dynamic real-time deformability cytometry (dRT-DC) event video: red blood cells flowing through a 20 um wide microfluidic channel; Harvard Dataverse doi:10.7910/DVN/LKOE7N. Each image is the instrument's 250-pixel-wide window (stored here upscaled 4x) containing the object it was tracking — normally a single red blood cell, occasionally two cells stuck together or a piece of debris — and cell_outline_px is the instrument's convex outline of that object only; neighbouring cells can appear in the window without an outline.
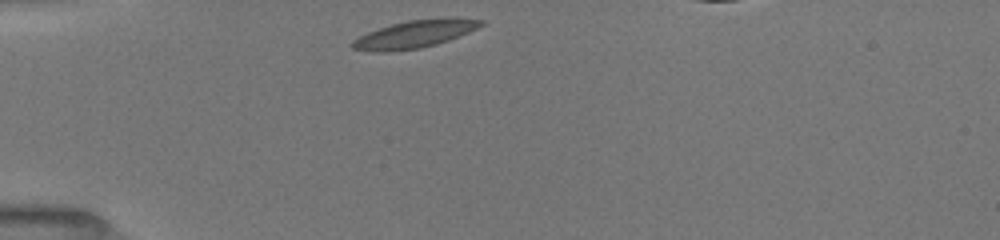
{"species": "common noctule bat (a hibernating species)", "species_latin": "Nyctalus noctula", "temperature_condition": "room temperature", "stored_images_in_passage": 26, "camera_frame_rate_fps": 3000, "um_per_image_px": 0.085, "animal": {"sex": "female", "body_mass_g": 19.5, "forearm_length_mm": 54.1}, "frame": {"image": 1, "passage_image": 1, "time_ms": 0.0, "image_size_px": [1000, 240], "cell_outline_px": [[484, 24], [468, 32], [448, 40], [436, 44], [420, 48], [388, 52], [372, 52], [352, 48], [352, 40], [368, 32], [392, 24], [408, 20], [484, 20]], "centroid_in_image_um": [35.12, 2.95], "position_along_channel_um": 49.9, "area_um2": 19.65}}
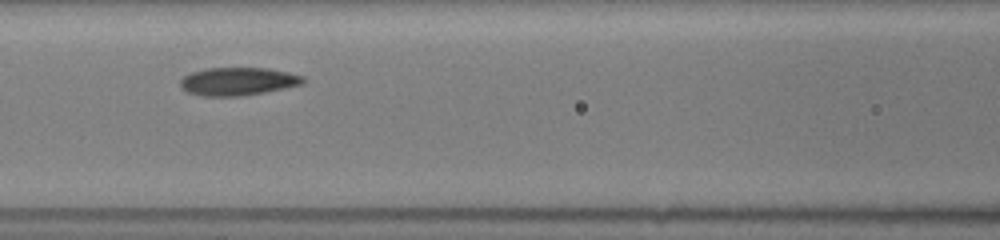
{"frame": {"image": 2, "passage_image": 10, "time_ms": 3.0, "image_size_px": [1000, 240], "cell_outline_px": [[304, 84], [264, 92], [240, 96], [200, 96], [188, 92], [180, 88], [180, 80], [184, 76], [192, 72], [208, 68], [268, 68], [288, 72], [304, 76]], "centroid_in_image_um": [20.22, 6.92], "position_along_channel_um": 146.4, "area_um2": 20.06}}
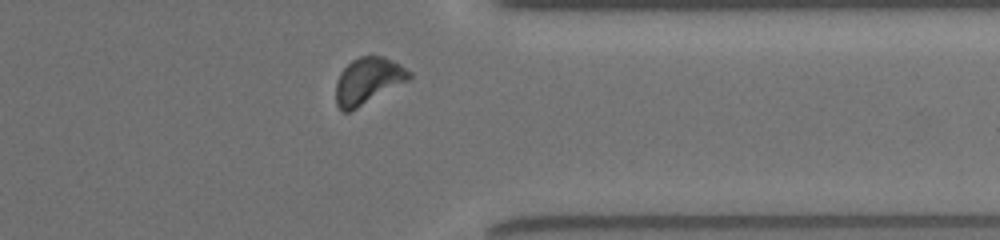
{"frame": {"image": 3, "passage_image": 22, "time_ms": 9.0, "image_size_px": [1000, 240], "cell_outline_px": [[412, 76], [408, 80], [356, 108], [348, 112], [340, 112], [336, 104], [336, 80], [340, 72], [352, 60], [360, 56], [384, 56], [400, 64], [412, 72]], "centroid_in_image_um": [31.26, 6.86], "position_along_channel_um": 380.1, "area_um2": 19.71}, "authors_computed_cell_mechanics": {"area_um2": 19.941, "velocity_mm_per_s": 3.9675, "shape_relaxation_time_tau1_ms": 2.9284, "shape_relaxation_time_tau2_ms": 3.2864, "deformation_change_tau1": 0.1034, "deformation_change_tau2": 0.0872}}